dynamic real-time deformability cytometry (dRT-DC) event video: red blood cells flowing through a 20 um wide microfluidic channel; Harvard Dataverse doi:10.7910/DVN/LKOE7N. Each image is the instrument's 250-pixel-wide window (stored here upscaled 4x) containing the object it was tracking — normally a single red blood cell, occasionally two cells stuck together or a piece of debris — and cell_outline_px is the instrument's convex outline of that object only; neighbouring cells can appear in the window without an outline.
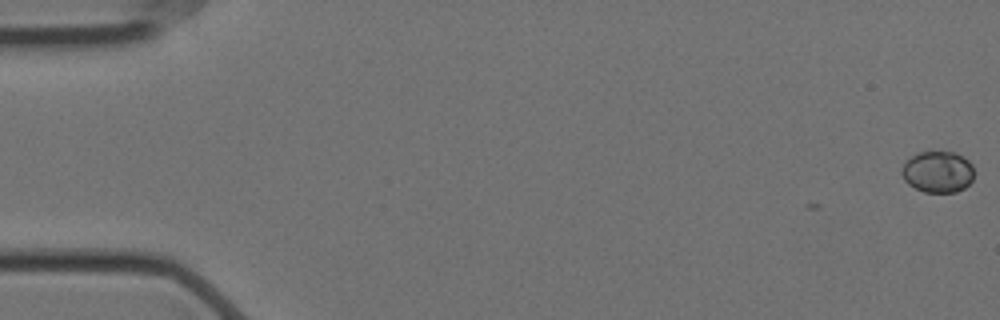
{"species": "Egyptian fruit bat (a non-hibernating species)", "species_latin": "Rousettus aegyptiacus", "temperature_condition": "cold", "stored_images_in_passage": 16, "camera_frame_rate_fps": 3000, "um_per_image_px": 0.085, "animal": {"sex": "female"}, "frame": {"image": 1, "passage_image": 1, "time_ms": 0.0, "image_size_px": [1000, 320], "cell_outline_px": [[972, 180], [964, 188], [956, 192], [924, 192], [908, 184], [904, 180], [900, 172], [900, 168], [912, 156], [920, 152], [956, 152], [964, 156], [972, 164]], "centroid_in_image_um": [79.7, 14.6], "position_along_channel_um": 5.3, "area_um2": 17.46}}